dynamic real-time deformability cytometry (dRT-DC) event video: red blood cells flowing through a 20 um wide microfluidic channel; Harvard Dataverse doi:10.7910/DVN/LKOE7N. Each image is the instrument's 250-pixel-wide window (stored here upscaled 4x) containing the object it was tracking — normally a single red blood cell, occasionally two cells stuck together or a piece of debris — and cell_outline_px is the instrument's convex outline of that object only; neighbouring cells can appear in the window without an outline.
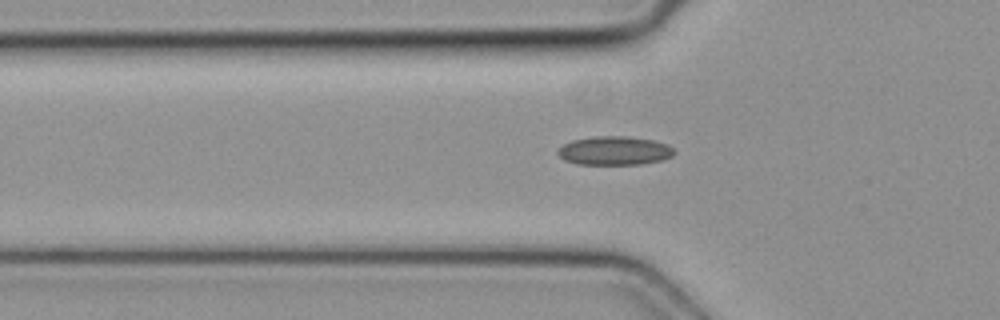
{"species": "common noctule bat (a hibernating species)", "species_latin": "Nyctalus noctula", "temperature_condition": "cold", "stored_images_in_passage": 36, "camera_frame_rate_fps": 3000, "um_per_image_px": 0.085, "animal": {"sex": "female", "body_mass_g": 19.3, "forearm_length_mm": 54.1}, "frame": {"image": 1, "passage_image": 6, "time_ms": 1.667, "image_size_px": [1000, 320], "cell_outline_px": [[676, 152], [672, 156], [660, 160], [640, 164], [576, 164], [564, 160], [556, 152], [564, 144], [572, 140], [592, 136], [628, 136], [652, 140], [668, 144]], "centroid_in_image_um": [52.22, 12.8], "position_along_channel_um": 73.6, "area_um2": 19.48}}
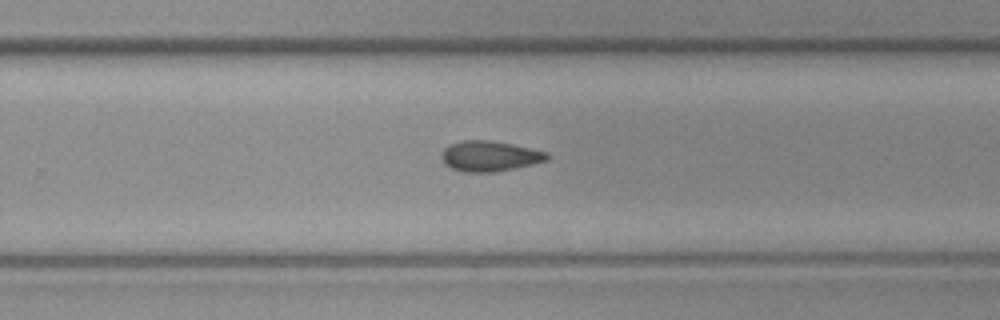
{"frame": {"image": 2, "passage_image": 21, "time_ms": 6.667, "image_size_px": [1000, 320], "cell_outline_px": [[552, 156], [548, 160], [532, 164], [496, 172], [464, 172], [452, 168], [444, 164], [440, 156], [444, 148], [448, 144], [464, 140], [488, 140], [512, 144], [548, 152]], "centroid_in_image_um": [41.62, 13.27], "position_along_channel_um": 288.2, "area_um2": 18.84}}
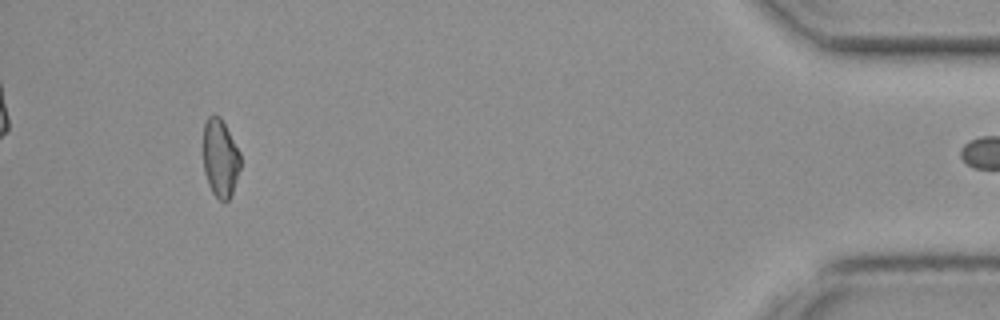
{"frame": {"image": 3, "passage_image": 35, "time_ms": 11.333, "image_size_px": [1000, 320], "cell_outline_px": [[240, 168], [232, 192], [228, 200], [220, 200], [212, 192], [208, 184], [204, 172], [204, 124], [208, 116], [212, 112], [220, 116], [240, 152]], "centroid_in_image_um": [18.71, 13.4], "position_along_channel_um": 416.5, "area_um2": 16.82}}